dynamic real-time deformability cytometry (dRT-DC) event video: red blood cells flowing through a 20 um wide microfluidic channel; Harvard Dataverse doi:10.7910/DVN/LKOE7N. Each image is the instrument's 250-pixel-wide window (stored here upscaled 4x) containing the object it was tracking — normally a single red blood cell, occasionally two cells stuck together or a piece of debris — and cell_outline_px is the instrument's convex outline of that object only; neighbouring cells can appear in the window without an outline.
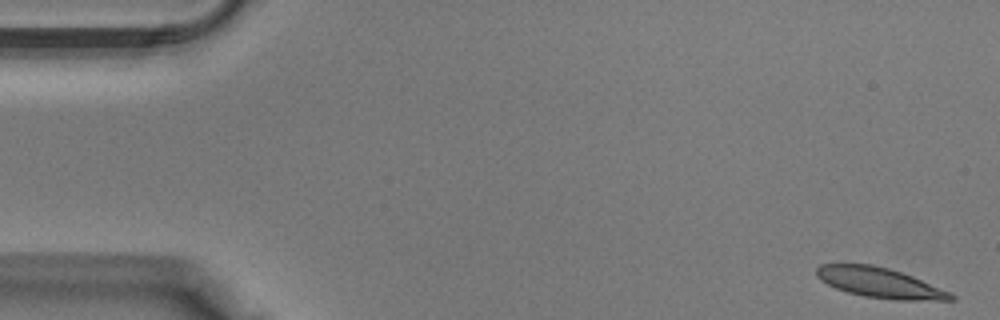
{"species": "Egyptian fruit bat (a non-hibernating species)", "species_latin": "Rousettus aegyptiacus", "temperature_condition": "warm", "stored_images_in_passage": 39, "camera_frame_rate_fps": 3000, "um_per_image_px": 0.085, "animal": {"sex": "male"}, "frame": {"image": 1, "passage_image": 1, "time_ms": 0.0, "image_size_px": [1000, 320], "cell_outline_px": [[956, 300], [896, 300], [864, 296], [848, 292], [836, 288], [820, 280], [816, 276], [816, 268], [820, 264], [872, 264], [888, 268], [912, 276], [948, 292], [956, 296]], "centroid_in_image_um": [74.74, 24.03], "position_along_channel_um": 10.3, "area_um2": 23.29}}
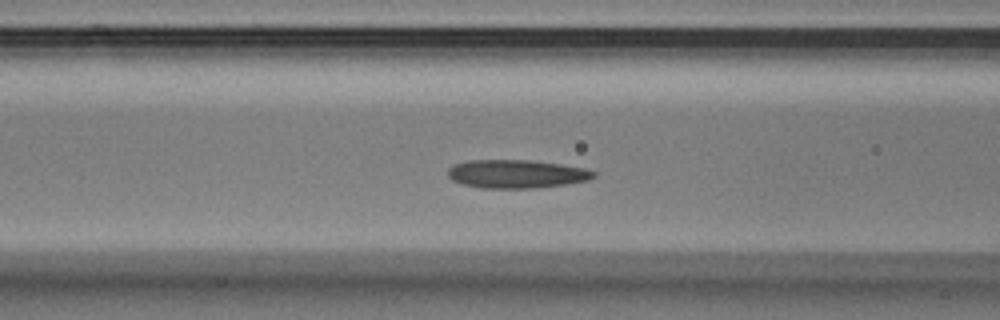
{"frame": {"image": 2, "passage_image": 15, "time_ms": 4.667, "image_size_px": [1000, 320], "cell_outline_px": [[596, 176], [588, 180], [568, 184], [536, 188], [480, 188], [464, 184], [452, 180], [448, 176], [448, 168], [452, 164], [468, 160], [528, 160], [560, 164], [584, 168], [596, 172]], "centroid_in_image_um": [43.89, 14.78], "position_along_channel_um": 122.7, "area_um2": 24.22}}
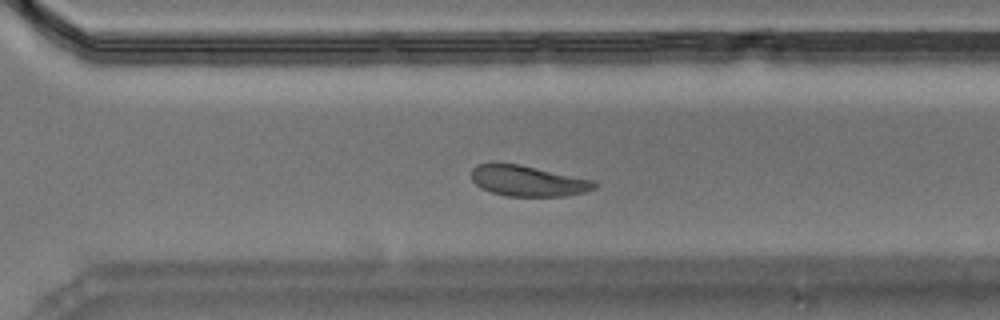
{"frame": {"image": 3, "passage_image": 27, "time_ms": 8.667, "image_size_px": [1000, 320], "cell_outline_px": [[596, 188], [584, 192], [568, 196], [504, 196], [480, 188], [472, 180], [472, 168], [476, 164], [516, 164], [536, 168], [592, 180], [596, 184]], "centroid_in_image_um": [44.85, 15.4], "position_along_channel_um": 325.8, "area_um2": 21.62}}